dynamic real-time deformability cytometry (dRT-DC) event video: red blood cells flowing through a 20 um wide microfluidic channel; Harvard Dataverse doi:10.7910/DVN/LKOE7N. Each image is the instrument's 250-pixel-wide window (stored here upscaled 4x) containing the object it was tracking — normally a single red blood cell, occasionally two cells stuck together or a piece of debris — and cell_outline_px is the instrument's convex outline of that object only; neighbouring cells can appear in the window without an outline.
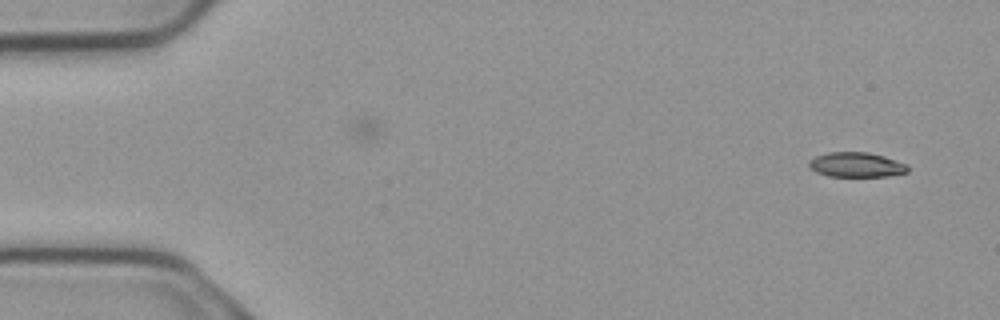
{"species": "common noctule bat (a hibernating species)", "species_latin": "Nyctalus noctula", "temperature_condition": "cold", "stored_images_in_passage": 3, "camera_frame_rate_fps": 3000, "um_per_image_px": 0.085, "animal": {"sex": "male", "body_mass_g": 23.1, "forearm_length_mm": 52.7}, "frame": {"image": 1, "passage_image": 3, "time_ms": 0.667, "image_size_px": [1000, 320], "cell_outline_px": [[908, 172], [888, 176], [828, 176], [816, 172], [808, 164], [808, 160], [816, 156], [828, 152], [868, 152], [884, 156], [908, 164]], "centroid_in_image_um": [72.8, 14.0], "position_along_channel_um": 12.2, "area_um2": 14.28}}